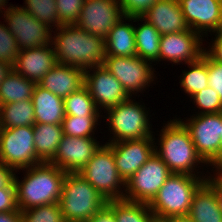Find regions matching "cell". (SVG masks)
I'll return each mask as SVG.
<instances>
[{
	"instance_id": "603a6c76",
	"label": "cell",
	"mask_w": 222,
	"mask_h": 222,
	"mask_svg": "<svg viewBox=\"0 0 222 222\" xmlns=\"http://www.w3.org/2000/svg\"><path fill=\"white\" fill-rule=\"evenodd\" d=\"M32 102L35 123L62 125L65 117L63 98L36 84L32 95Z\"/></svg>"
},
{
	"instance_id": "c3c4849f",
	"label": "cell",
	"mask_w": 222,
	"mask_h": 222,
	"mask_svg": "<svg viewBox=\"0 0 222 222\" xmlns=\"http://www.w3.org/2000/svg\"><path fill=\"white\" fill-rule=\"evenodd\" d=\"M6 3H8L7 2V0H0V13H2L3 14V11H5L6 9H7V7H5V6H7V4ZM4 7V8H3ZM3 11H2V10ZM5 9V10H4Z\"/></svg>"
},
{
	"instance_id": "4dcf8cb0",
	"label": "cell",
	"mask_w": 222,
	"mask_h": 222,
	"mask_svg": "<svg viewBox=\"0 0 222 222\" xmlns=\"http://www.w3.org/2000/svg\"><path fill=\"white\" fill-rule=\"evenodd\" d=\"M116 222H154L155 216L147 203L114 200Z\"/></svg>"
},
{
	"instance_id": "ab89813d",
	"label": "cell",
	"mask_w": 222,
	"mask_h": 222,
	"mask_svg": "<svg viewBox=\"0 0 222 222\" xmlns=\"http://www.w3.org/2000/svg\"><path fill=\"white\" fill-rule=\"evenodd\" d=\"M20 211L17 204L16 187L0 189V212Z\"/></svg>"
},
{
	"instance_id": "9c48e42d",
	"label": "cell",
	"mask_w": 222,
	"mask_h": 222,
	"mask_svg": "<svg viewBox=\"0 0 222 222\" xmlns=\"http://www.w3.org/2000/svg\"><path fill=\"white\" fill-rule=\"evenodd\" d=\"M0 162L15 172L41 163L36 155L33 126L0 128Z\"/></svg>"
},
{
	"instance_id": "816d5d0a",
	"label": "cell",
	"mask_w": 222,
	"mask_h": 222,
	"mask_svg": "<svg viewBox=\"0 0 222 222\" xmlns=\"http://www.w3.org/2000/svg\"><path fill=\"white\" fill-rule=\"evenodd\" d=\"M218 32H219V33H222V22H221V26H220Z\"/></svg>"
},
{
	"instance_id": "ac0fdd59",
	"label": "cell",
	"mask_w": 222,
	"mask_h": 222,
	"mask_svg": "<svg viewBox=\"0 0 222 222\" xmlns=\"http://www.w3.org/2000/svg\"><path fill=\"white\" fill-rule=\"evenodd\" d=\"M178 2L191 30L202 37L203 33L206 36L208 32H218L222 22V0H178Z\"/></svg>"
},
{
	"instance_id": "7402d4cb",
	"label": "cell",
	"mask_w": 222,
	"mask_h": 222,
	"mask_svg": "<svg viewBox=\"0 0 222 222\" xmlns=\"http://www.w3.org/2000/svg\"><path fill=\"white\" fill-rule=\"evenodd\" d=\"M84 72L81 68L57 63L38 84L64 99L84 86Z\"/></svg>"
},
{
	"instance_id": "8992f818",
	"label": "cell",
	"mask_w": 222,
	"mask_h": 222,
	"mask_svg": "<svg viewBox=\"0 0 222 222\" xmlns=\"http://www.w3.org/2000/svg\"><path fill=\"white\" fill-rule=\"evenodd\" d=\"M106 114L107 123L113 138L106 143L118 141L137 140L142 138H154L149 121V113L144 105L133 102L132 98L120 104L108 108Z\"/></svg>"
},
{
	"instance_id": "1f68e13d",
	"label": "cell",
	"mask_w": 222,
	"mask_h": 222,
	"mask_svg": "<svg viewBox=\"0 0 222 222\" xmlns=\"http://www.w3.org/2000/svg\"><path fill=\"white\" fill-rule=\"evenodd\" d=\"M25 4L23 8L50 29L61 26L58 21L56 0H25Z\"/></svg>"
},
{
	"instance_id": "2e32d148",
	"label": "cell",
	"mask_w": 222,
	"mask_h": 222,
	"mask_svg": "<svg viewBox=\"0 0 222 222\" xmlns=\"http://www.w3.org/2000/svg\"><path fill=\"white\" fill-rule=\"evenodd\" d=\"M100 146L94 137L78 138L64 135L49 163L66 173H79Z\"/></svg>"
},
{
	"instance_id": "74e56055",
	"label": "cell",
	"mask_w": 222,
	"mask_h": 222,
	"mask_svg": "<svg viewBox=\"0 0 222 222\" xmlns=\"http://www.w3.org/2000/svg\"><path fill=\"white\" fill-rule=\"evenodd\" d=\"M157 0H119L122 12L127 17H140Z\"/></svg>"
},
{
	"instance_id": "ba28073f",
	"label": "cell",
	"mask_w": 222,
	"mask_h": 222,
	"mask_svg": "<svg viewBox=\"0 0 222 222\" xmlns=\"http://www.w3.org/2000/svg\"><path fill=\"white\" fill-rule=\"evenodd\" d=\"M193 115L188 121L179 120L189 131L197 153L218 172L221 169L222 112Z\"/></svg>"
},
{
	"instance_id": "30bf717a",
	"label": "cell",
	"mask_w": 222,
	"mask_h": 222,
	"mask_svg": "<svg viewBox=\"0 0 222 222\" xmlns=\"http://www.w3.org/2000/svg\"><path fill=\"white\" fill-rule=\"evenodd\" d=\"M171 174L168 166L154 153L125 183L123 199L149 204Z\"/></svg>"
},
{
	"instance_id": "44dd1931",
	"label": "cell",
	"mask_w": 222,
	"mask_h": 222,
	"mask_svg": "<svg viewBox=\"0 0 222 222\" xmlns=\"http://www.w3.org/2000/svg\"><path fill=\"white\" fill-rule=\"evenodd\" d=\"M213 176L205 180L193 195L188 216L194 222H222L217 203L216 172Z\"/></svg>"
},
{
	"instance_id": "f5cc1de1",
	"label": "cell",
	"mask_w": 222,
	"mask_h": 222,
	"mask_svg": "<svg viewBox=\"0 0 222 222\" xmlns=\"http://www.w3.org/2000/svg\"><path fill=\"white\" fill-rule=\"evenodd\" d=\"M154 222H163V221H162V220H156V219H155Z\"/></svg>"
},
{
	"instance_id": "f6af8a7d",
	"label": "cell",
	"mask_w": 222,
	"mask_h": 222,
	"mask_svg": "<svg viewBox=\"0 0 222 222\" xmlns=\"http://www.w3.org/2000/svg\"><path fill=\"white\" fill-rule=\"evenodd\" d=\"M13 70V66L0 60V83Z\"/></svg>"
},
{
	"instance_id": "bcb514c9",
	"label": "cell",
	"mask_w": 222,
	"mask_h": 222,
	"mask_svg": "<svg viewBox=\"0 0 222 222\" xmlns=\"http://www.w3.org/2000/svg\"><path fill=\"white\" fill-rule=\"evenodd\" d=\"M217 203L222 213V178L217 175Z\"/></svg>"
},
{
	"instance_id": "4fadbf2b",
	"label": "cell",
	"mask_w": 222,
	"mask_h": 222,
	"mask_svg": "<svg viewBox=\"0 0 222 222\" xmlns=\"http://www.w3.org/2000/svg\"><path fill=\"white\" fill-rule=\"evenodd\" d=\"M123 16L119 0H84L75 24L88 33L105 38Z\"/></svg>"
},
{
	"instance_id": "3957f363",
	"label": "cell",
	"mask_w": 222,
	"mask_h": 222,
	"mask_svg": "<svg viewBox=\"0 0 222 222\" xmlns=\"http://www.w3.org/2000/svg\"><path fill=\"white\" fill-rule=\"evenodd\" d=\"M159 136L160 144L157 145H160V147L155 146V153L168 166L170 171L176 174L198 176L199 172H196L198 170L195 168L200 163H207L197 153L189 131L179 118L170 119V122L168 121L161 129Z\"/></svg>"
},
{
	"instance_id": "52a82bcc",
	"label": "cell",
	"mask_w": 222,
	"mask_h": 222,
	"mask_svg": "<svg viewBox=\"0 0 222 222\" xmlns=\"http://www.w3.org/2000/svg\"><path fill=\"white\" fill-rule=\"evenodd\" d=\"M79 174L107 201L123 200L125 182L118 174L113 150L107 143L100 146Z\"/></svg>"
},
{
	"instance_id": "cb8c5ba5",
	"label": "cell",
	"mask_w": 222,
	"mask_h": 222,
	"mask_svg": "<svg viewBox=\"0 0 222 222\" xmlns=\"http://www.w3.org/2000/svg\"><path fill=\"white\" fill-rule=\"evenodd\" d=\"M126 20L130 17L123 16L105 37L106 56H137L134 26Z\"/></svg>"
},
{
	"instance_id": "ee69618b",
	"label": "cell",
	"mask_w": 222,
	"mask_h": 222,
	"mask_svg": "<svg viewBox=\"0 0 222 222\" xmlns=\"http://www.w3.org/2000/svg\"><path fill=\"white\" fill-rule=\"evenodd\" d=\"M0 222H22L21 211L0 212Z\"/></svg>"
},
{
	"instance_id": "d590c367",
	"label": "cell",
	"mask_w": 222,
	"mask_h": 222,
	"mask_svg": "<svg viewBox=\"0 0 222 222\" xmlns=\"http://www.w3.org/2000/svg\"><path fill=\"white\" fill-rule=\"evenodd\" d=\"M20 49L7 25L0 24V60L14 66Z\"/></svg>"
},
{
	"instance_id": "d4e9b609",
	"label": "cell",
	"mask_w": 222,
	"mask_h": 222,
	"mask_svg": "<svg viewBox=\"0 0 222 222\" xmlns=\"http://www.w3.org/2000/svg\"><path fill=\"white\" fill-rule=\"evenodd\" d=\"M33 129L37 158L41 163H49L54 158L64 136L62 125L35 123Z\"/></svg>"
},
{
	"instance_id": "7c38bea8",
	"label": "cell",
	"mask_w": 222,
	"mask_h": 222,
	"mask_svg": "<svg viewBox=\"0 0 222 222\" xmlns=\"http://www.w3.org/2000/svg\"><path fill=\"white\" fill-rule=\"evenodd\" d=\"M151 62L138 56L121 57L106 56L103 66L121 83L127 94L145 91L151 82L153 83L154 68ZM132 93V94H131Z\"/></svg>"
},
{
	"instance_id": "5b68a950",
	"label": "cell",
	"mask_w": 222,
	"mask_h": 222,
	"mask_svg": "<svg viewBox=\"0 0 222 222\" xmlns=\"http://www.w3.org/2000/svg\"><path fill=\"white\" fill-rule=\"evenodd\" d=\"M107 202L79 173H66L59 200L65 222H87Z\"/></svg>"
},
{
	"instance_id": "60d3db41",
	"label": "cell",
	"mask_w": 222,
	"mask_h": 222,
	"mask_svg": "<svg viewBox=\"0 0 222 222\" xmlns=\"http://www.w3.org/2000/svg\"><path fill=\"white\" fill-rule=\"evenodd\" d=\"M87 222H116L114 216V200H109L107 204L96 212Z\"/></svg>"
},
{
	"instance_id": "ffe728a7",
	"label": "cell",
	"mask_w": 222,
	"mask_h": 222,
	"mask_svg": "<svg viewBox=\"0 0 222 222\" xmlns=\"http://www.w3.org/2000/svg\"><path fill=\"white\" fill-rule=\"evenodd\" d=\"M56 64L54 48L48 44L19 51L13 69L21 76L38 84Z\"/></svg>"
},
{
	"instance_id": "f1b7e54d",
	"label": "cell",
	"mask_w": 222,
	"mask_h": 222,
	"mask_svg": "<svg viewBox=\"0 0 222 222\" xmlns=\"http://www.w3.org/2000/svg\"><path fill=\"white\" fill-rule=\"evenodd\" d=\"M189 71H183L180 86L191 98L194 94L209 86L208 84V54L206 52L196 61L189 62Z\"/></svg>"
},
{
	"instance_id": "d6a6232c",
	"label": "cell",
	"mask_w": 222,
	"mask_h": 222,
	"mask_svg": "<svg viewBox=\"0 0 222 222\" xmlns=\"http://www.w3.org/2000/svg\"><path fill=\"white\" fill-rule=\"evenodd\" d=\"M100 117L65 115L62 121L63 134L70 137H94ZM93 135V136H92Z\"/></svg>"
},
{
	"instance_id": "e575fe53",
	"label": "cell",
	"mask_w": 222,
	"mask_h": 222,
	"mask_svg": "<svg viewBox=\"0 0 222 222\" xmlns=\"http://www.w3.org/2000/svg\"><path fill=\"white\" fill-rule=\"evenodd\" d=\"M191 98L194 103H196L195 106L201 110L197 114L202 115L222 112V101L219 94L209 86L194 94Z\"/></svg>"
},
{
	"instance_id": "277c9868",
	"label": "cell",
	"mask_w": 222,
	"mask_h": 222,
	"mask_svg": "<svg viewBox=\"0 0 222 222\" xmlns=\"http://www.w3.org/2000/svg\"><path fill=\"white\" fill-rule=\"evenodd\" d=\"M210 176L205 178L203 175L197 177L189 174H171L148 204L155 219L188 216L195 191Z\"/></svg>"
},
{
	"instance_id": "f907efd6",
	"label": "cell",
	"mask_w": 222,
	"mask_h": 222,
	"mask_svg": "<svg viewBox=\"0 0 222 222\" xmlns=\"http://www.w3.org/2000/svg\"><path fill=\"white\" fill-rule=\"evenodd\" d=\"M216 174L222 178V168Z\"/></svg>"
},
{
	"instance_id": "83f0119b",
	"label": "cell",
	"mask_w": 222,
	"mask_h": 222,
	"mask_svg": "<svg viewBox=\"0 0 222 222\" xmlns=\"http://www.w3.org/2000/svg\"><path fill=\"white\" fill-rule=\"evenodd\" d=\"M34 124L32 99L0 105V128L33 126Z\"/></svg>"
},
{
	"instance_id": "9a60e30c",
	"label": "cell",
	"mask_w": 222,
	"mask_h": 222,
	"mask_svg": "<svg viewBox=\"0 0 222 222\" xmlns=\"http://www.w3.org/2000/svg\"><path fill=\"white\" fill-rule=\"evenodd\" d=\"M154 138L107 143L113 150L119 176L126 183L155 153Z\"/></svg>"
},
{
	"instance_id": "4316f807",
	"label": "cell",
	"mask_w": 222,
	"mask_h": 222,
	"mask_svg": "<svg viewBox=\"0 0 222 222\" xmlns=\"http://www.w3.org/2000/svg\"><path fill=\"white\" fill-rule=\"evenodd\" d=\"M36 83L14 69L0 83V105L32 99Z\"/></svg>"
},
{
	"instance_id": "8d00e7d4",
	"label": "cell",
	"mask_w": 222,
	"mask_h": 222,
	"mask_svg": "<svg viewBox=\"0 0 222 222\" xmlns=\"http://www.w3.org/2000/svg\"><path fill=\"white\" fill-rule=\"evenodd\" d=\"M83 3L84 0H56L59 23L75 24L79 19Z\"/></svg>"
},
{
	"instance_id": "6da1fadb",
	"label": "cell",
	"mask_w": 222,
	"mask_h": 222,
	"mask_svg": "<svg viewBox=\"0 0 222 222\" xmlns=\"http://www.w3.org/2000/svg\"><path fill=\"white\" fill-rule=\"evenodd\" d=\"M51 40L56 62L84 71L101 66L106 59L105 38L84 31L76 24H64L55 29ZM59 31V32H58Z\"/></svg>"
},
{
	"instance_id": "f35d334b",
	"label": "cell",
	"mask_w": 222,
	"mask_h": 222,
	"mask_svg": "<svg viewBox=\"0 0 222 222\" xmlns=\"http://www.w3.org/2000/svg\"><path fill=\"white\" fill-rule=\"evenodd\" d=\"M208 84L218 92L222 101V64L208 55Z\"/></svg>"
},
{
	"instance_id": "f546056e",
	"label": "cell",
	"mask_w": 222,
	"mask_h": 222,
	"mask_svg": "<svg viewBox=\"0 0 222 222\" xmlns=\"http://www.w3.org/2000/svg\"><path fill=\"white\" fill-rule=\"evenodd\" d=\"M64 101L65 115L101 117V110L96 107L88 89L83 86L78 91L71 93ZM100 112V113H99Z\"/></svg>"
},
{
	"instance_id": "836d02e7",
	"label": "cell",
	"mask_w": 222,
	"mask_h": 222,
	"mask_svg": "<svg viewBox=\"0 0 222 222\" xmlns=\"http://www.w3.org/2000/svg\"><path fill=\"white\" fill-rule=\"evenodd\" d=\"M21 214L22 222H65L59 203L32 207Z\"/></svg>"
},
{
	"instance_id": "b9f144b4",
	"label": "cell",
	"mask_w": 222,
	"mask_h": 222,
	"mask_svg": "<svg viewBox=\"0 0 222 222\" xmlns=\"http://www.w3.org/2000/svg\"><path fill=\"white\" fill-rule=\"evenodd\" d=\"M14 176V170L0 162V189L5 187H15Z\"/></svg>"
},
{
	"instance_id": "681fc988",
	"label": "cell",
	"mask_w": 222,
	"mask_h": 222,
	"mask_svg": "<svg viewBox=\"0 0 222 222\" xmlns=\"http://www.w3.org/2000/svg\"><path fill=\"white\" fill-rule=\"evenodd\" d=\"M221 168H222V124H221Z\"/></svg>"
},
{
	"instance_id": "8fae6325",
	"label": "cell",
	"mask_w": 222,
	"mask_h": 222,
	"mask_svg": "<svg viewBox=\"0 0 222 222\" xmlns=\"http://www.w3.org/2000/svg\"><path fill=\"white\" fill-rule=\"evenodd\" d=\"M8 30L15 36L20 51L51 44L52 31L22 7L10 5L4 12Z\"/></svg>"
},
{
	"instance_id": "5bb4252c",
	"label": "cell",
	"mask_w": 222,
	"mask_h": 222,
	"mask_svg": "<svg viewBox=\"0 0 222 222\" xmlns=\"http://www.w3.org/2000/svg\"><path fill=\"white\" fill-rule=\"evenodd\" d=\"M91 71L94 72L90 73ZM84 86L96 107L104 111L131 98L121 83L103 65L85 70Z\"/></svg>"
},
{
	"instance_id": "7a4b0ae2",
	"label": "cell",
	"mask_w": 222,
	"mask_h": 222,
	"mask_svg": "<svg viewBox=\"0 0 222 222\" xmlns=\"http://www.w3.org/2000/svg\"><path fill=\"white\" fill-rule=\"evenodd\" d=\"M22 170L26 173L22 181H19L16 173L14 176L17 204L20 211L59 203L66 172L56 165L46 162Z\"/></svg>"
},
{
	"instance_id": "484cf974",
	"label": "cell",
	"mask_w": 222,
	"mask_h": 222,
	"mask_svg": "<svg viewBox=\"0 0 222 222\" xmlns=\"http://www.w3.org/2000/svg\"><path fill=\"white\" fill-rule=\"evenodd\" d=\"M132 20L133 22L144 21L138 27L134 26L137 56L151 63L159 62L161 34L141 17H130L128 22Z\"/></svg>"
},
{
	"instance_id": "e0dca14e",
	"label": "cell",
	"mask_w": 222,
	"mask_h": 222,
	"mask_svg": "<svg viewBox=\"0 0 222 222\" xmlns=\"http://www.w3.org/2000/svg\"><path fill=\"white\" fill-rule=\"evenodd\" d=\"M202 36L193 30L161 35L159 61L167 60L173 64H185L198 60L206 48L202 46Z\"/></svg>"
},
{
	"instance_id": "d6986e66",
	"label": "cell",
	"mask_w": 222,
	"mask_h": 222,
	"mask_svg": "<svg viewBox=\"0 0 222 222\" xmlns=\"http://www.w3.org/2000/svg\"><path fill=\"white\" fill-rule=\"evenodd\" d=\"M140 17L161 35L190 30L178 0H157Z\"/></svg>"
},
{
	"instance_id": "7dc6e473",
	"label": "cell",
	"mask_w": 222,
	"mask_h": 222,
	"mask_svg": "<svg viewBox=\"0 0 222 222\" xmlns=\"http://www.w3.org/2000/svg\"><path fill=\"white\" fill-rule=\"evenodd\" d=\"M163 222H194L189 216L169 217L162 220Z\"/></svg>"
},
{
	"instance_id": "7bdbcfd3",
	"label": "cell",
	"mask_w": 222,
	"mask_h": 222,
	"mask_svg": "<svg viewBox=\"0 0 222 222\" xmlns=\"http://www.w3.org/2000/svg\"><path fill=\"white\" fill-rule=\"evenodd\" d=\"M213 44L205 52L215 61L222 64V33L217 32L215 34Z\"/></svg>"
}]
</instances>
